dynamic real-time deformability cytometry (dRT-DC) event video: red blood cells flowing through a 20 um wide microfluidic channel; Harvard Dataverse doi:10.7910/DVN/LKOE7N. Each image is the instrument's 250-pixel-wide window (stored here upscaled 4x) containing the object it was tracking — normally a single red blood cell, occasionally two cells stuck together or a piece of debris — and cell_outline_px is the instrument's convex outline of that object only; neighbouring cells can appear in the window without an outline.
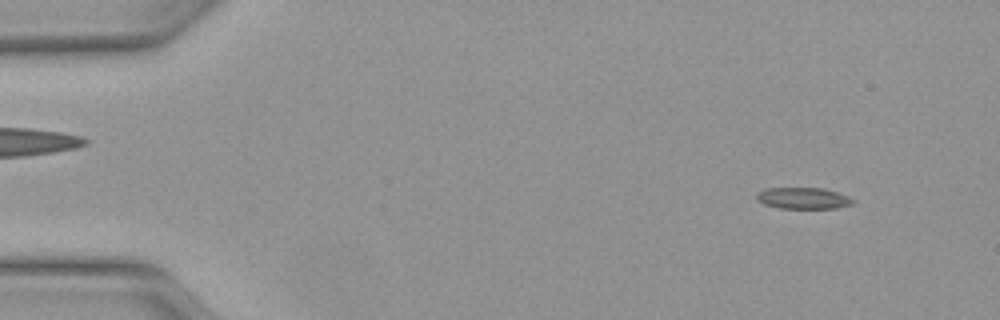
{"species": "Egyptian fruit bat (a non-hibernating species)", "species_latin": "Rousettus aegyptiacus", "temperature_condition": "warm", "stored_images_in_passage": 16, "camera_frame_rate_fps": 3000, "um_per_image_px": 0.085, "animal": {"sex": "female"}, "frame": {"image": 1, "passage_image": 4, "time_ms": 1.0, "image_size_px": [1000, 320], "cell_outline_px": [[856, 200], [852, 204], [836, 208], [780, 208], [764, 204], [756, 200], [756, 192], [764, 188], [824, 188], [848, 196]], "centroid_in_image_um": [68.24, 16.84], "position_along_channel_um": 16.8, "area_um2": 12.08}}
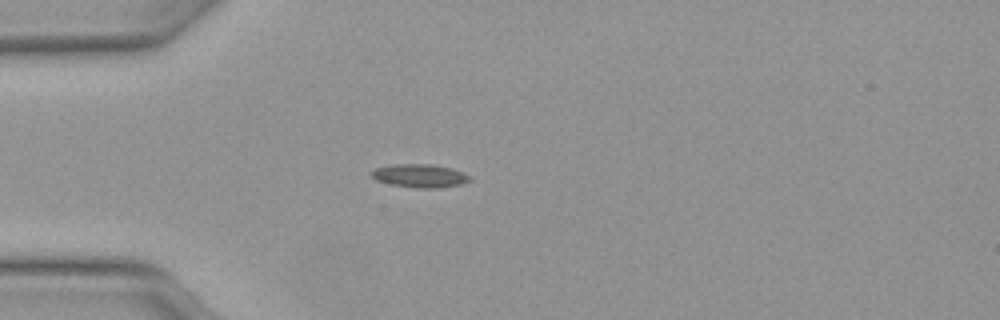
{"frame": {"image": 2, "passage_image": 13, "time_ms": 4.0, "image_size_px": [1000, 320], "cell_outline_px": [[472, 180], [460, 184], [440, 188], [416, 188], [392, 184], [376, 180], [368, 172], [376, 168], [392, 164], [432, 164], [452, 168], [464, 172], [472, 176]], "centroid_in_image_um": [35.72, 14.93], "position_along_channel_um": 49.3, "area_um2": 13.53}}